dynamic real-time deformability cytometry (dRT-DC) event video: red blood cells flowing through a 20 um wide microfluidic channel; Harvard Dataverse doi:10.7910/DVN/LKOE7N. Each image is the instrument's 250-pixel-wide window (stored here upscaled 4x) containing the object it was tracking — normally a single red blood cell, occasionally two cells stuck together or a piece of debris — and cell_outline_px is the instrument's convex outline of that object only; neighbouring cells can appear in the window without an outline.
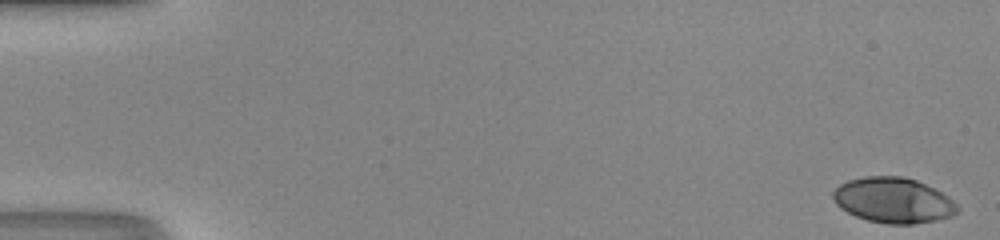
{"species": "human", "species_latin": "Homo sapiens", "temperature_condition": "room temperature", "stored_images_in_passage": 50, "camera_frame_rate_fps": 3000, "um_per_image_px": 0.085, "donor": {"sex": "male"}, "frame": {"image": 1, "passage_image": 1, "time_ms": 0.0, "image_size_px": [1000, 240], "cell_outline_px": [[960, 208], [952, 216], [936, 220], [912, 224], [888, 224], [868, 220], [856, 216], [840, 208], [836, 204], [832, 196], [832, 192], [840, 184], [848, 180], [864, 176], [904, 176], [916, 180], [948, 196]], "centroid_in_image_um": [75.91, 17.02], "position_along_channel_um": 9.1, "area_um2": 32.77}}
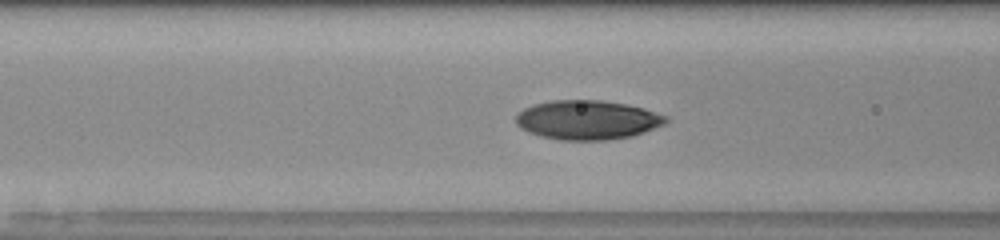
{"frame": {"image": 2, "passage_image": 21, "time_ms": 6.667, "image_size_px": [1000, 240], "cell_outline_px": [[668, 120], [664, 124], [644, 132], [632, 136], [608, 140], [560, 140], [540, 136], [528, 132], [520, 128], [516, 124], [516, 112], [532, 104], [552, 100], [604, 100], [644, 108], [668, 116]], "centroid_in_image_um": [49.9, 10.19], "position_along_channel_um": 116.7, "area_um2": 34.56}}
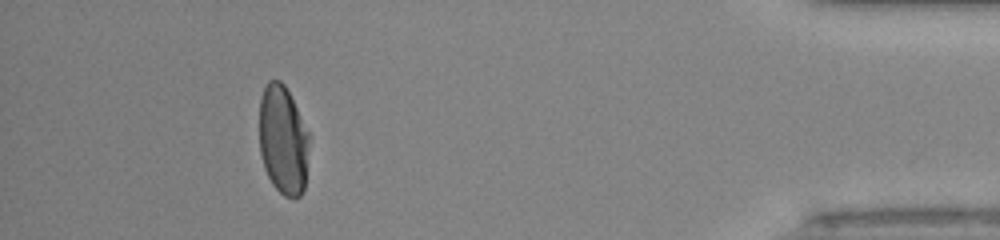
{"frame": {"image": 3, "passage_image": 46, "time_ms": 15.0, "image_size_px": [1000, 240], "cell_outline_px": [[308, 140], [304, 188], [300, 196], [284, 196], [272, 184], [264, 168], [260, 152], [260, 96], [268, 80], [280, 80], [284, 84], [308, 132]], "centroid_in_image_um": [24.03, 11.89], "position_along_channel_um": 411.2, "area_um2": 31.1}, "authors_computed_cell_mechanics": {"area_um2": 33.1194, "velocity_mm_per_s": 4.2023, "shape_relaxation_time_tau1_ms": 5.8486, "shape_relaxation_time_tau2_ms": null, "deformation_change_tau1": 0.2457, "deformation_change_tau2": null}}